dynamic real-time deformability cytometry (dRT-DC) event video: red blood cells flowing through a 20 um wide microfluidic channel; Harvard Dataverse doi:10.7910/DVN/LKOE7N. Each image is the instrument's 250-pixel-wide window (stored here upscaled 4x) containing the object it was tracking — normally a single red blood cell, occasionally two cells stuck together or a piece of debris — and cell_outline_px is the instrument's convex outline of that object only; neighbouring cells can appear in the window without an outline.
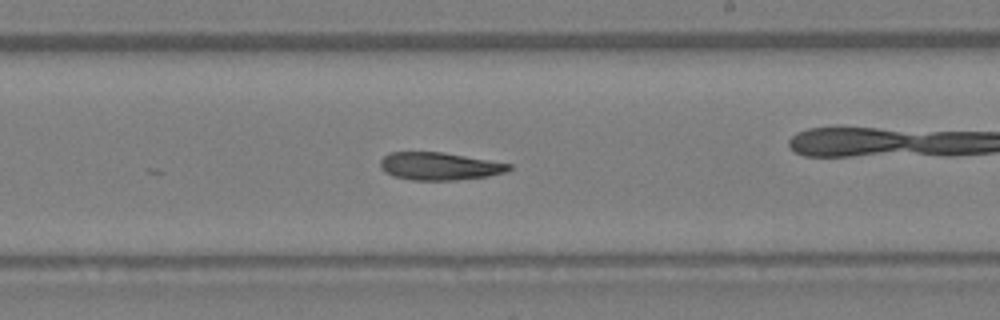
{"species": "Egyptian fruit bat (a non-hibernating species)", "species_latin": "Rousettus aegyptiacus", "temperature_condition": "warm", "stored_images_in_passage": 41, "camera_frame_rate_fps": 3000, "um_per_image_px": 0.085, "animal": {"sex": "female"}, "frame": {"image": 1, "passage_image": 24, "time_ms": 7.667, "image_size_px": [1000, 320], "cell_outline_px": [[512, 168], [504, 172], [488, 176], [456, 180], [412, 180], [392, 176], [384, 172], [380, 168], [380, 160], [388, 152], [440, 152], [512, 164]], "centroid_in_image_um": [37.29, 14.13], "position_along_channel_um": 251.7, "area_um2": 20.69}}